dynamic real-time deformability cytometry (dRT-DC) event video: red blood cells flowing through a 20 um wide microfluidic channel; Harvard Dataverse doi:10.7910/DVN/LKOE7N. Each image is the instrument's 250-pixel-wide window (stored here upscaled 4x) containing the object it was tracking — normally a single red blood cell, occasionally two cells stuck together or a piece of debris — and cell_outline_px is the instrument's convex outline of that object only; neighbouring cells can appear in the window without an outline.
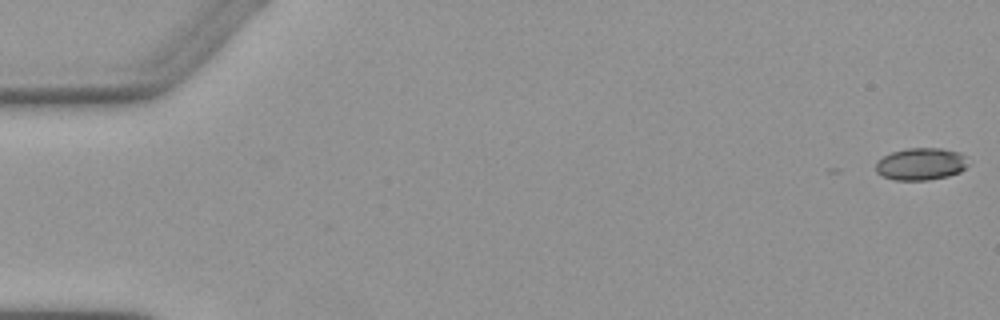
{"species": "Egyptian fruit bat (a non-hibernating species)", "species_latin": "Rousettus aegyptiacus", "temperature_condition": "warm", "stored_images_in_passage": 6, "camera_frame_rate_fps": 3000, "um_per_image_px": 0.085, "animal": {"sex": "female"}, "frame": {"image": 1, "passage_image": 1, "time_ms": 0.0, "image_size_px": [1000, 320], "cell_outline_px": [[968, 164], [960, 172], [948, 176], [928, 180], [896, 180], [884, 176], [876, 172], [876, 160], [892, 152], [908, 148], [940, 148], [960, 152], [964, 156]], "centroid_in_image_um": [78.27, 13.94], "position_along_channel_um": 6.7, "area_um2": 17.28}}